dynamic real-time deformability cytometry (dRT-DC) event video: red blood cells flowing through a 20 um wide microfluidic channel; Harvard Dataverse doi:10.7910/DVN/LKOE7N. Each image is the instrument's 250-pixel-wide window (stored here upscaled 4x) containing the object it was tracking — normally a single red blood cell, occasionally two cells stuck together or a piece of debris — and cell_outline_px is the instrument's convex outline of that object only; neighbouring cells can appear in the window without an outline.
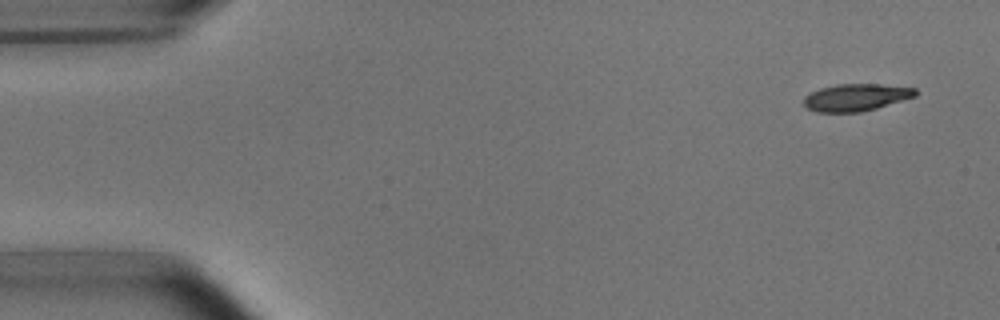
{"species": "common noctule bat (a hibernating species)", "species_latin": "Nyctalus noctula", "temperature_condition": "room temperature", "stored_images_in_passage": 4, "camera_frame_rate_fps": 3000, "um_per_image_px": 0.085, "animal": {"sex": "male", "body_mass_g": 15.6}, "frame": {"image": 1, "passage_image": 4, "time_ms": 4.333, "image_size_px": [1000, 320], "cell_outline_px": [[916, 96], [876, 108], [860, 112], [816, 112], [808, 108], [804, 104], [804, 96], [820, 88], [836, 84], [880, 84], [916, 88]], "centroid_in_image_um": [72.75, 8.27], "position_along_channel_um": 12.2, "area_um2": 17.57}}